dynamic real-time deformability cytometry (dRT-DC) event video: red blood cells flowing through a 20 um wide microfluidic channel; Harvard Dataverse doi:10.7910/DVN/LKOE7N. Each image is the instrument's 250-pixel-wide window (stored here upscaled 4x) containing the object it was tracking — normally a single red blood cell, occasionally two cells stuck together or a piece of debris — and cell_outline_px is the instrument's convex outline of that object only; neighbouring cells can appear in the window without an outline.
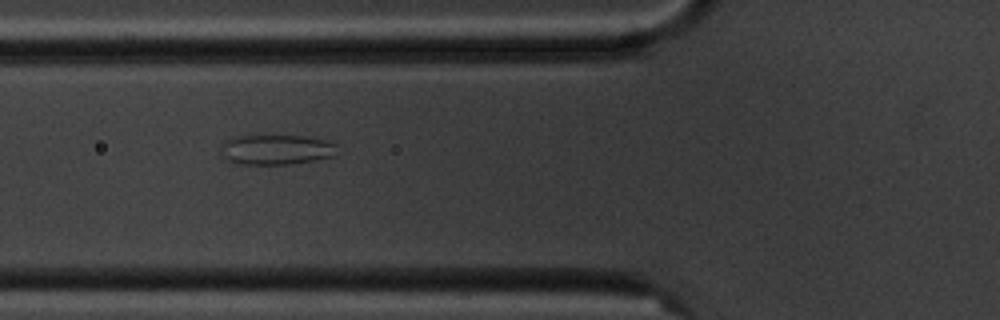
{"species": "common noctule bat (a hibernating species)", "species_latin": "Nyctalus noctula", "temperature_condition": "cold", "stored_images_in_passage": 10, "camera_frame_rate_fps": 3000, "um_per_image_px": 0.085, "animal": {"sex": "male", "body_mass_g": 20.1, "forearm_length_mm": 53.5}, "frame": {"image": 1, "passage_image": 6, "time_ms": 6.0, "image_size_px": [1000, 320], "cell_outline_px": [[336, 144], [332, 156], [312, 160], [288, 164], [236, 164], [228, 160], [224, 156], [224, 144], [232, 136], [300, 136], [328, 140]], "centroid_in_image_um": [23.48, 12.71], "position_along_channel_um": 102.3, "area_um2": 19.77}}
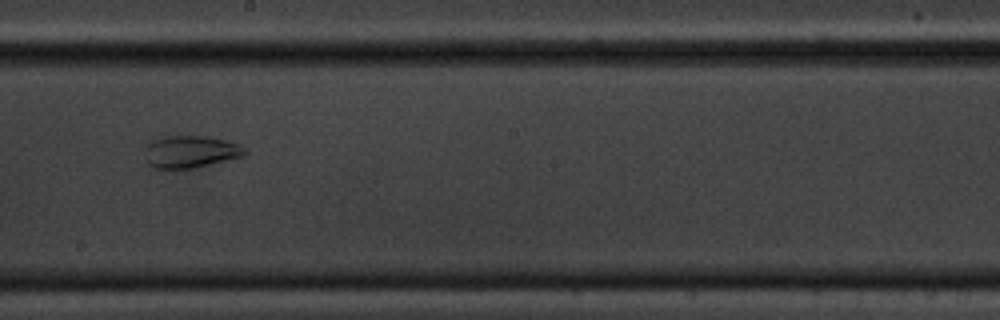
{"frame": {"image": 2, "passage_image": 9, "time_ms": 9.667, "image_size_px": [1000, 320], "cell_outline_px": [[248, 152], [244, 156], [188, 168], [156, 168], [148, 164], [148, 144], [152, 140], [160, 136], [208, 136], [224, 140], [236, 144], [244, 148]], "centroid_in_image_um": [16.21, 12.87], "position_along_channel_um": 232.0, "area_um2": 18.15}}
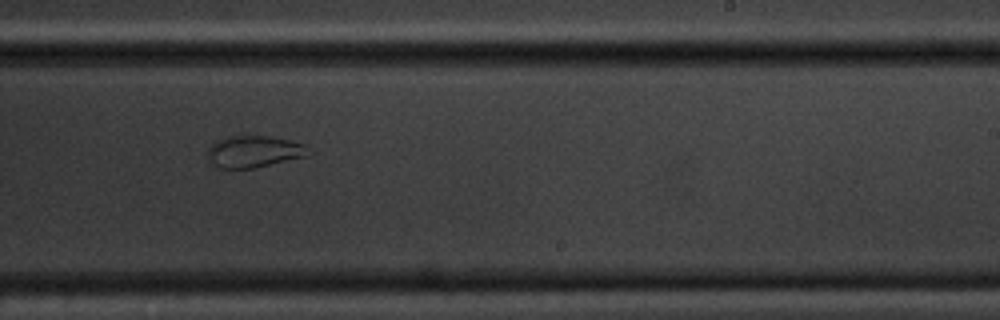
{"frame": {"image": 3, "passage_image": 10, "time_ms": 10.667, "image_size_px": [1000, 320], "cell_outline_px": [[308, 156], [256, 168], [220, 168], [212, 164], [208, 160], [208, 148], [216, 140], [228, 136], [268, 136], [292, 140], [304, 144]], "centroid_in_image_um": [21.56, 12.88], "position_along_channel_um": 267.4, "area_um2": 18.67}}